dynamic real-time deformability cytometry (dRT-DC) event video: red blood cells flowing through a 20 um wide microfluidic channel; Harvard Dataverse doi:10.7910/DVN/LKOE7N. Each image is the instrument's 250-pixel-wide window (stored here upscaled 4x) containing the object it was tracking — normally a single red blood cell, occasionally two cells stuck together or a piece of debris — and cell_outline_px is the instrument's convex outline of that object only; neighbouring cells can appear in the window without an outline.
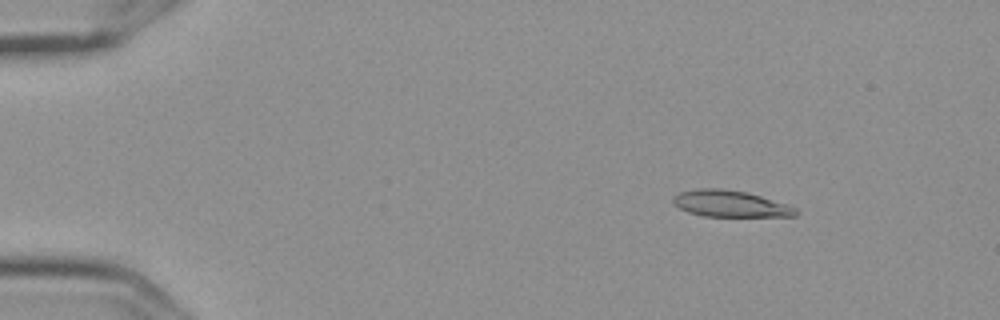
{"species": "Egyptian fruit bat (a non-hibernating species)", "species_latin": "Rousettus aegyptiacus", "temperature_condition": "cold", "stored_images_in_passage": 5, "camera_frame_rate_fps": 3000, "um_per_image_px": 0.085, "frame": {"image": 1, "passage_image": 3, "time_ms": 0.667, "image_size_px": [1000, 320], "cell_outline_px": [[796, 216], [704, 216], [688, 212], [680, 208], [672, 200], [680, 192], [700, 188], [720, 188], [748, 192], [788, 204], [796, 208]], "centroid_in_image_um": [62.1, 17.31], "position_along_channel_um": 22.9, "area_um2": 18.73}}
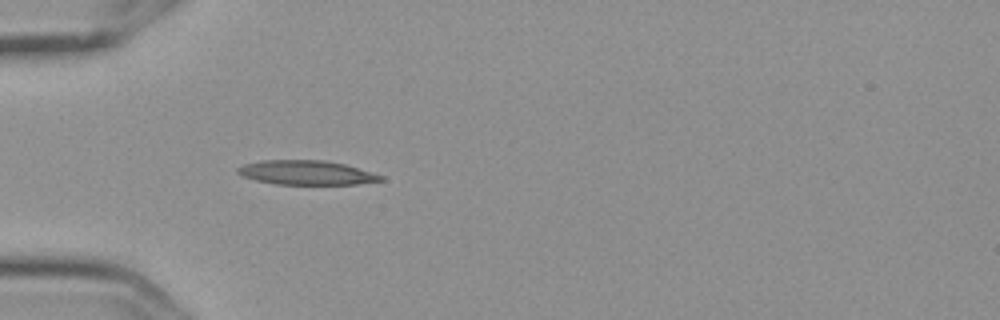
{"frame": {"image": 2, "passage_image": 5, "time_ms": 1.333, "image_size_px": [1000, 320], "cell_outline_px": [[384, 180], [356, 184], [276, 184], [256, 180], [244, 176], [236, 172], [236, 168], [244, 164], [260, 160], [324, 160], [344, 164], [384, 176]], "centroid_in_image_um": [26.02, 14.67], "position_along_channel_um": 59.0, "area_um2": 20.11}}